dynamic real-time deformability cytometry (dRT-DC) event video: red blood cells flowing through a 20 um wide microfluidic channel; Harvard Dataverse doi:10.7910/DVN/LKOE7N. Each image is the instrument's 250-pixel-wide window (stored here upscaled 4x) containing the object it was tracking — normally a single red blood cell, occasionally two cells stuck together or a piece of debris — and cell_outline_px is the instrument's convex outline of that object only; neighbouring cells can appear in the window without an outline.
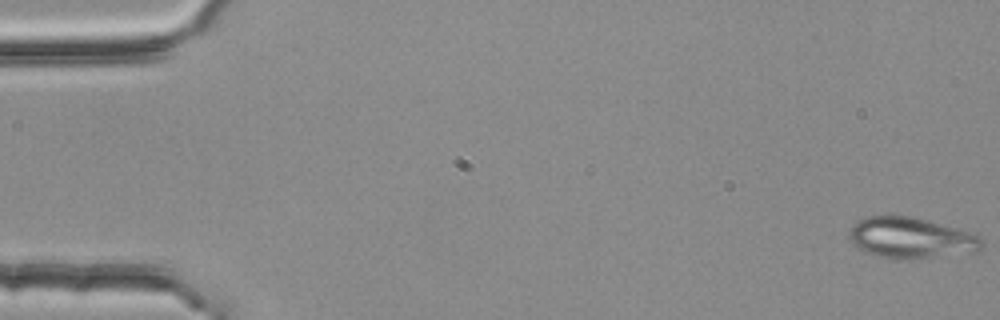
{"species": "common noctule bat (a hibernating species)", "species_latin": "Nyctalus noctula", "temperature_condition": "room temperature", "stored_images_in_passage": 55, "camera_frame_rate_fps": 3000, "um_per_image_px": 0.085, "animal": {"sex": "female", "body_mass_g": 25.1}, "frame": {"image": 1, "passage_image": 1, "time_ms": 0.0, "image_size_px": [1000, 320], "cell_outline_px": [[984, 244], [980, 252], [900, 260], [876, 256], [864, 252], [852, 244], [848, 232], [852, 224], [856, 220], [868, 216], [908, 216], [924, 220], [968, 232], [980, 236], [984, 240]], "centroid_in_image_um": [77.4, 20.25], "position_along_channel_um": 7.6, "area_um2": 31.73}}
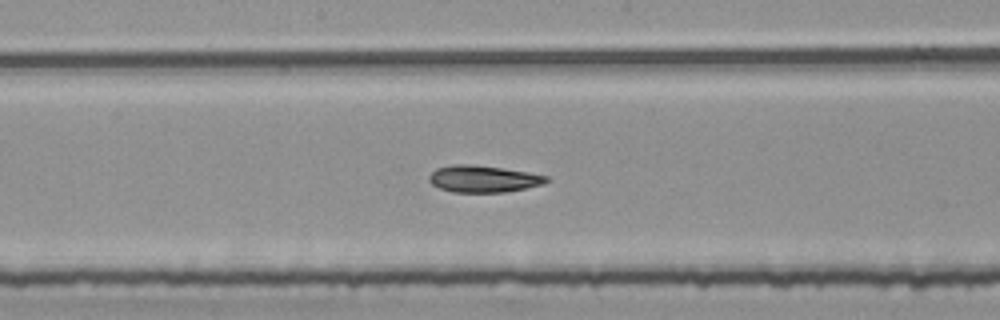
{"frame": {"image": 2, "passage_image": 29, "time_ms": 9.333, "image_size_px": [1000, 320], "cell_outline_px": [[548, 180], [544, 184], [504, 192], [452, 192], [440, 188], [432, 184], [428, 180], [428, 176], [436, 168], [452, 164], [468, 164], [500, 168], [528, 172], [548, 176]], "centroid_in_image_um": [41.04, 15.2], "position_along_channel_um": 207.2, "area_um2": 18.21}}
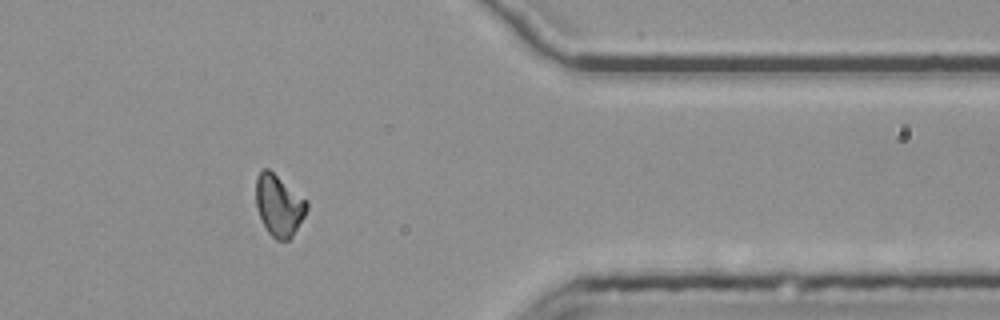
{"frame": {"image": 3, "passage_image": 45, "time_ms": 14.667, "image_size_px": [1000, 320], "cell_outline_px": [[308, 208], [304, 216], [292, 236], [288, 240], [276, 240], [268, 232], [260, 216], [256, 204], [256, 176], [264, 168], [268, 168], [308, 200]], "centroid_in_image_um": [23.72, 17.44], "position_along_channel_um": 387.7, "area_um2": 18.09}, "authors_computed_cell_mechanics": {"area_um2": 18.7272, "velocity_mm_per_s": 3.7796, "shape_relaxation_time_tau1_ms": null, "shape_relaxation_time_tau2_ms": 8.3572, "deformation_change_tau1": null, "deformation_change_tau2": 0.1292}}